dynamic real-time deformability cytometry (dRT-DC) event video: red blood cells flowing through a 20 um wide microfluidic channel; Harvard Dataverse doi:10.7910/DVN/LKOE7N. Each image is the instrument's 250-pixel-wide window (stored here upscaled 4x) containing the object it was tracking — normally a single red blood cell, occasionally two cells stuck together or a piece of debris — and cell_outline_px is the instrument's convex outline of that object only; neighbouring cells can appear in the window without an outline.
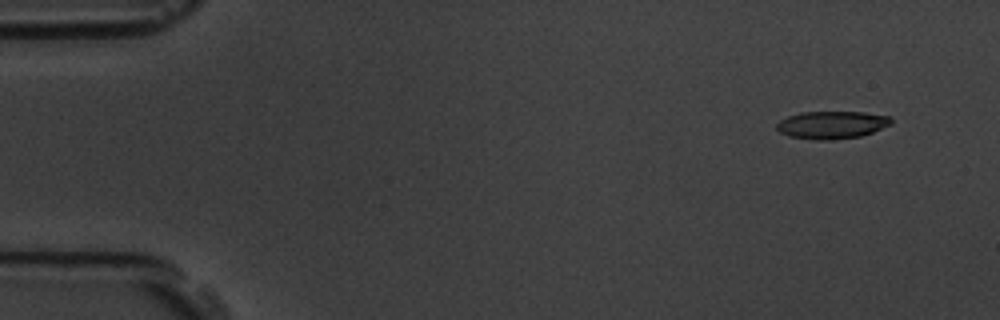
{"species": "common noctule bat (a hibernating species)", "species_latin": "Nyctalus noctula", "temperature_condition": "room temperature", "stored_images_in_passage": 5, "camera_frame_rate_fps": 3000, "um_per_image_px": 0.085, "animal": {"sex": "male", "body_mass_g": 19.5, "forearm_length_mm": 54.6}, "frame": {"image": 1, "passage_image": 1, "time_ms": 0.0, "image_size_px": [1000, 320], "cell_outline_px": [[892, 124], [872, 132], [860, 136], [832, 140], [816, 140], [788, 136], [780, 132], [776, 128], [776, 124], [780, 120], [788, 116], [800, 112], [864, 112], [892, 116]], "centroid_in_image_um": [70.71, 10.61], "position_along_channel_um": 14.3, "area_um2": 18.55}}
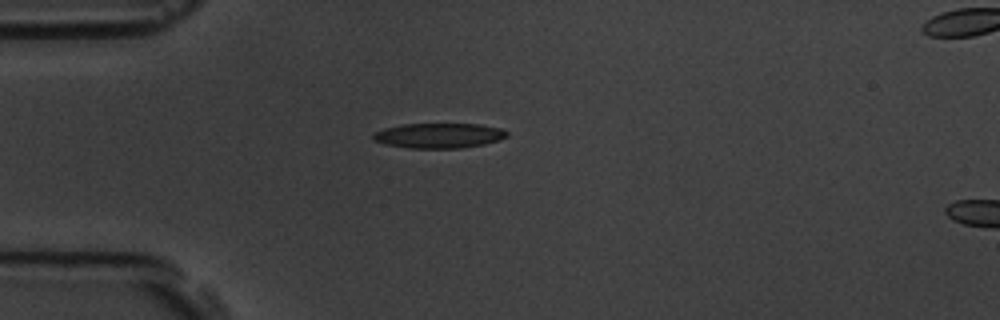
{"frame": {"image": 2, "passage_image": 4, "time_ms": 1.0, "image_size_px": [1000, 320], "cell_outline_px": [[508, 136], [484, 144], [460, 148], [408, 148], [384, 144], [372, 140], [372, 136], [376, 132], [384, 128], [404, 124], [480, 124], [500, 128], [508, 132]], "centroid_in_image_um": [37.28, 11.52], "position_along_channel_um": 47.7, "area_um2": 19.42}}